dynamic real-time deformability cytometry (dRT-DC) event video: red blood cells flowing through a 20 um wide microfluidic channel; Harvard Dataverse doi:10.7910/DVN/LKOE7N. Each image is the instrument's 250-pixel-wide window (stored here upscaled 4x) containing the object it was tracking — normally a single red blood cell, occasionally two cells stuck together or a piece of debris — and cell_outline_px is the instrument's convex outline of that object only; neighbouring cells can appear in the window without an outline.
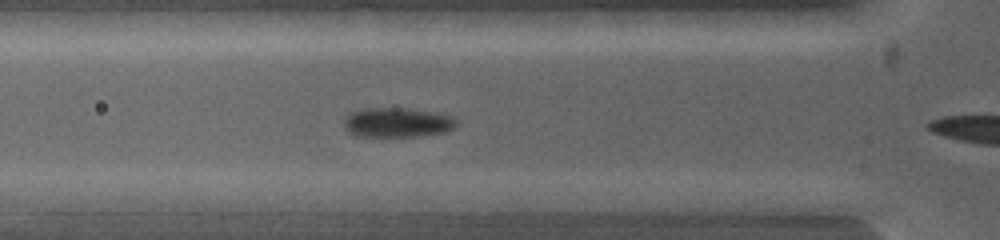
{"species": "common noctule bat (a hibernating species)", "species_latin": "Nyctalus noctula", "temperature_condition": "warm", "stored_images_in_passage": 5, "camera_frame_rate_fps": 5000, "um_per_image_px": 0.085, "animal": {"sex": "female", "body_mass_g": 19.0, "forearm_length_mm": 53.3}, "frame": {"image": 1, "passage_image": 4, "time_ms": 0.8, "image_size_px": [1000, 240], "cell_outline_px": [[576, 200], [568, 212], [496, 212], [496, 200], [508, 192], [568, 192]], "centroid_in_image_um": [45.49, 17.19], "position_along_channel_um": 80.3, "area_um2": 10.64}}